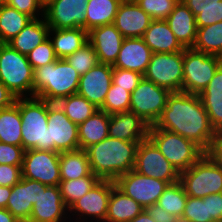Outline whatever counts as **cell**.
<instances>
[{"label":"cell","mask_w":222,"mask_h":222,"mask_svg":"<svg viewBox=\"0 0 222 222\" xmlns=\"http://www.w3.org/2000/svg\"><path fill=\"white\" fill-rule=\"evenodd\" d=\"M115 186L144 209L158 202L159 197L169 185L168 182L144 176L134 170L120 175Z\"/></svg>","instance_id":"13"},{"label":"cell","mask_w":222,"mask_h":222,"mask_svg":"<svg viewBox=\"0 0 222 222\" xmlns=\"http://www.w3.org/2000/svg\"><path fill=\"white\" fill-rule=\"evenodd\" d=\"M197 28L222 21V8L203 9L196 17Z\"/></svg>","instance_id":"49"},{"label":"cell","mask_w":222,"mask_h":222,"mask_svg":"<svg viewBox=\"0 0 222 222\" xmlns=\"http://www.w3.org/2000/svg\"><path fill=\"white\" fill-rule=\"evenodd\" d=\"M222 58L185 48L183 51V92L199 95L209 84Z\"/></svg>","instance_id":"8"},{"label":"cell","mask_w":222,"mask_h":222,"mask_svg":"<svg viewBox=\"0 0 222 222\" xmlns=\"http://www.w3.org/2000/svg\"><path fill=\"white\" fill-rule=\"evenodd\" d=\"M135 2L153 20H165L176 5L172 0H135Z\"/></svg>","instance_id":"42"},{"label":"cell","mask_w":222,"mask_h":222,"mask_svg":"<svg viewBox=\"0 0 222 222\" xmlns=\"http://www.w3.org/2000/svg\"><path fill=\"white\" fill-rule=\"evenodd\" d=\"M101 179L91 173L74 180H61L59 184L62 200L69 208L76 200L89 192Z\"/></svg>","instance_id":"37"},{"label":"cell","mask_w":222,"mask_h":222,"mask_svg":"<svg viewBox=\"0 0 222 222\" xmlns=\"http://www.w3.org/2000/svg\"><path fill=\"white\" fill-rule=\"evenodd\" d=\"M124 37L113 25H103L88 32V42L93 46L99 63L114 65Z\"/></svg>","instance_id":"21"},{"label":"cell","mask_w":222,"mask_h":222,"mask_svg":"<svg viewBox=\"0 0 222 222\" xmlns=\"http://www.w3.org/2000/svg\"><path fill=\"white\" fill-rule=\"evenodd\" d=\"M89 0H55L44 8V19L49 28L81 27L86 30V9Z\"/></svg>","instance_id":"16"},{"label":"cell","mask_w":222,"mask_h":222,"mask_svg":"<svg viewBox=\"0 0 222 222\" xmlns=\"http://www.w3.org/2000/svg\"><path fill=\"white\" fill-rule=\"evenodd\" d=\"M113 66L98 63L80 76L77 94L100 109L112 83Z\"/></svg>","instance_id":"17"},{"label":"cell","mask_w":222,"mask_h":222,"mask_svg":"<svg viewBox=\"0 0 222 222\" xmlns=\"http://www.w3.org/2000/svg\"><path fill=\"white\" fill-rule=\"evenodd\" d=\"M165 21L180 44L184 48H192L198 28L195 15L183 2L174 6L173 11Z\"/></svg>","instance_id":"24"},{"label":"cell","mask_w":222,"mask_h":222,"mask_svg":"<svg viewBox=\"0 0 222 222\" xmlns=\"http://www.w3.org/2000/svg\"><path fill=\"white\" fill-rule=\"evenodd\" d=\"M6 4V0H0V8Z\"/></svg>","instance_id":"59"},{"label":"cell","mask_w":222,"mask_h":222,"mask_svg":"<svg viewBox=\"0 0 222 222\" xmlns=\"http://www.w3.org/2000/svg\"><path fill=\"white\" fill-rule=\"evenodd\" d=\"M32 18L25 13L5 4L0 8V43L14 38Z\"/></svg>","instance_id":"34"},{"label":"cell","mask_w":222,"mask_h":222,"mask_svg":"<svg viewBox=\"0 0 222 222\" xmlns=\"http://www.w3.org/2000/svg\"><path fill=\"white\" fill-rule=\"evenodd\" d=\"M22 179V166L0 164V186L12 187Z\"/></svg>","instance_id":"47"},{"label":"cell","mask_w":222,"mask_h":222,"mask_svg":"<svg viewBox=\"0 0 222 222\" xmlns=\"http://www.w3.org/2000/svg\"><path fill=\"white\" fill-rule=\"evenodd\" d=\"M0 222H20L6 208H0Z\"/></svg>","instance_id":"55"},{"label":"cell","mask_w":222,"mask_h":222,"mask_svg":"<svg viewBox=\"0 0 222 222\" xmlns=\"http://www.w3.org/2000/svg\"><path fill=\"white\" fill-rule=\"evenodd\" d=\"M129 222H155L154 219L144 209L138 216Z\"/></svg>","instance_id":"56"},{"label":"cell","mask_w":222,"mask_h":222,"mask_svg":"<svg viewBox=\"0 0 222 222\" xmlns=\"http://www.w3.org/2000/svg\"><path fill=\"white\" fill-rule=\"evenodd\" d=\"M143 75L131 70L113 68L112 83L119 85L130 93L138 86Z\"/></svg>","instance_id":"44"},{"label":"cell","mask_w":222,"mask_h":222,"mask_svg":"<svg viewBox=\"0 0 222 222\" xmlns=\"http://www.w3.org/2000/svg\"><path fill=\"white\" fill-rule=\"evenodd\" d=\"M16 97L0 81V110L11 106L15 103Z\"/></svg>","instance_id":"53"},{"label":"cell","mask_w":222,"mask_h":222,"mask_svg":"<svg viewBox=\"0 0 222 222\" xmlns=\"http://www.w3.org/2000/svg\"><path fill=\"white\" fill-rule=\"evenodd\" d=\"M152 21L153 19L135 1H122L113 25L124 38H140Z\"/></svg>","instance_id":"20"},{"label":"cell","mask_w":222,"mask_h":222,"mask_svg":"<svg viewBox=\"0 0 222 222\" xmlns=\"http://www.w3.org/2000/svg\"><path fill=\"white\" fill-rule=\"evenodd\" d=\"M170 93L168 89L143 77L131 93L129 111L152 126L161 117Z\"/></svg>","instance_id":"9"},{"label":"cell","mask_w":222,"mask_h":222,"mask_svg":"<svg viewBox=\"0 0 222 222\" xmlns=\"http://www.w3.org/2000/svg\"><path fill=\"white\" fill-rule=\"evenodd\" d=\"M182 216L192 222H215L212 217H208L207 201L202 198L188 196Z\"/></svg>","instance_id":"43"},{"label":"cell","mask_w":222,"mask_h":222,"mask_svg":"<svg viewBox=\"0 0 222 222\" xmlns=\"http://www.w3.org/2000/svg\"><path fill=\"white\" fill-rule=\"evenodd\" d=\"M59 152L29 149L24 152L22 177L46 186H59Z\"/></svg>","instance_id":"14"},{"label":"cell","mask_w":222,"mask_h":222,"mask_svg":"<svg viewBox=\"0 0 222 222\" xmlns=\"http://www.w3.org/2000/svg\"><path fill=\"white\" fill-rule=\"evenodd\" d=\"M46 185L23 178L11 187L6 209L20 222H29L33 204Z\"/></svg>","instance_id":"19"},{"label":"cell","mask_w":222,"mask_h":222,"mask_svg":"<svg viewBox=\"0 0 222 222\" xmlns=\"http://www.w3.org/2000/svg\"><path fill=\"white\" fill-rule=\"evenodd\" d=\"M48 37L52 42L58 59L73 54L88 42V32L81 28L49 29Z\"/></svg>","instance_id":"27"},{"label":"cell","mask_w":222,"mask_h":222,"mask_svg":"<svg viewBox=\"0 0 222 222\" xmlns=\"http://www.w3.org/2000/svg\"><path fill=\"white\" fill-rule=\"evenodd\" d=\"M27 55L0 44V81L16 98L33 97V74Z\"/></svg>","instance_id":"5"},{"label":"cell","mask_w":222,"mask_h":222,"mask_svg":"<svg viewBox=\"0 0 222 222\" xmlns=\"http://www.w3.org/2000/svg\"><path fill=\"white\" fill-rule=\"evenodd\" d=\"M65 60L80 74L83 75L99 63L93 46L87 42L79 50L68 55Z\"/></svg>","instance_id":"40"},{"label":"cell","mask_w":222,"mask_h":222,"mask_svg":"<svg viewBox=\"0 0 222 222\" xmlns=\"http://www.w3.org/2000/svg\"><path fill=\"white\" fill-rule=\"evenodd\" d=\"M143 77L170 92L183 91V51L153 53Z\"/></svg>","instance_id":"10"},{"label":"cell","mask_w":222,"mask_h":222,"mask_svg":"<svg viewBox=\"0 0 222 222\" xmlns=\"http://www.w3.org/2000/svg\"><path fill=\"white\" fill-rule=\"evenodd\" d=\"M187 196L204 198L222 192V169L206 154L187 170L180 173Z\"/></svg>","instance_id":"7"},{"label":"cell","mask_w":222,"mask_h":222,"mask_svg":"<svg viewBox=\"0 0 222 222\" xmlns=\"http://www.w3.org/2000/svg\"><path fill=\"white\" fill-rule=\"evenodd\" d=\"M61 180H74L89 176L92 171L85 150L61 152L59 156Z\"/></svg>","instance_id":"31"},{"label":"cell","mask_w":222,"mask_h":222,"mask_svg":"<svg viewBox=\"0 0 222 222\" xmlns=\"http://www.w3.org/2000/svg\"><path fill=\"white\" fill-rule=\"evenodd\" d=\"M11 194V187L0 186V208H6Z\"/></svg>","instance_id":"54"},{"label":"cell","mask_w":222,"mask_h":222,"mask_svg":"<svg viewBox=\"0 0 222 222\" xmlns=\"http://www.w3.org/2000/svg\"><path fill=\"white\" fill-rule=\"evenodd\" d=\"M55 0H40L41 5L45 8L48 4L52 3Z\"/></svg>","instance_id":"58"},{"label":"cell","mask_w":222,"mask_h":222,"mask_svg":"<svg viewBox=\"0 0 222 222\" xmlns=\"http://www.w3.org/2000/svg\"><path fill=\"white\" fill-rule=\"evenodd\" d=\"M133 170L169 184L180 181V173L149 138L139 143Z\"/></svg>","instance_id":"12"},{"label":"cell","mask_w":222,"mask_h":222,"mask_svg":"<svg viewBox=\"0 0 222 222\" xmlns=\"http://www.w3.org/2000/svg\"><path fill=\"white\" fill-rule=\"evenodd\" d=\"M148 138L179 173L197 162L205 152L195 143L179 134L150 126Z\"/></svg>","instance_id":"6"},{"label":"cell","mask_w":222,"mask_h":222,"mask_svg":"<svg viewBox=\"0 0 222 222\" xmlns=\"http://www.w3.org/2000/svg\"><path fill=\"white\" fill-rule=\"evenodd\" d=\"M150 125L131 111L109 115L108 135L124 141H143L148 138Z\"/></svg>","instance_id":"22"},{"label":"cell","mask_w":222,"mask_h":222,"mask_svg":"<svg viewBox=\"0 0 222 222\" xmlns=\"http://www.w3.org/2000/svg\"><path fill=\"white\" fill-rule=\"evenodd\" d=\"M183 3L192 11L195 17L203 9L222 8V0H183Z\"/></svg>","instance_id":"50"},{"label":"cell","mask_w":222,"mask_h":222,"mask_svg":"<svg viewBox=\"0 0 222 222\" xmlns=\"http://www.w3.org/2000/svg\"><path fill=\"white\" fill-rule=\"evenodd\" d=\"M188 196L180 181L169 184L159 197L158 204L174 217L183 215Z\"/></svg>","instance_id":"38"},{"label":"cell","mask_w":222,"mask_h":222,"mask_svg":"<svg viewBox=\"0 0 222 222\" xmlns=\"http://www.w3.org/2000/svg\"><path fill=\"white\" fill-rule=\"evenodd\" d=\"M21 116L23 149H38L54 152L50 143L48 125V102L38 97L16 98Z\"/></svg>","instance_id":"4"},{"label":"cell","mask_w":222,"mask_h":222,"mask_svg":"<svg viewBox=\"0 0 222 222\" xmlns=\"http://www.w3.org/2000/svg\"><path fill=\"white\" fill-rule=\"evenodd\" d=\"M114 186L115 182L112 180H100L89 192L69 207V220L72 222H75V219L76 222H105L110 194Z\"/></svg>","instance_id":"11"},{"label":"cell","mask_w":222,"mask_h":222,"mask_svg":"<svg viewBox=\"0 0 222 222\" xmlns=\"http://www.w3.org/2000/svg\"><path fill=\"white\" fill-rule=\"evenodd\" d=\"M57 104L61 107L66 116L77 125L86 121L96 110H98V108L90 103L85 97L78 94L62 98Z\"/></svg>","instance_id":"36"},{"label":"cell","mask_w":222,"mask_h":222,"mask_svg":"<svg viewBox=\"0 0 222 222\" xmlns=\"http://www.w3.org/2000/svg\"><path fill=\"white\" fill-rule=\"evenodd\" d=\"M48 129L54 152L78 150V125L73 123L57 103L48 102Z\"/></svg>","instance_id":"15"},{"label":"cell","mask_w":222,"mask_h":222,"mask_svg":"<svg viewBox=\"0 0 222 222\" xmlns=\"http://www.w3.org/2000/svg\"><path fill=\"white\" fill-rule=\"evenodd\" d=\"M174 222H192L184 216L175 217Z\"/></svg>","instance_id":"57"},{"label":"cell","mask_w":222,"mask_h":222,"mask_svg":"<svg viewBox=\"0 0 222 222\" xmlns=\"http://www.w3.org/2000/svg\"><path fill=\"white\" fill-rule=\"evenodd\" d=\"M154 125L185 137L204 152L216 136L200 96L183 91L169 94L166 107Z\"/></svg>","instance_id":"1"},{"label":"cell","mask_w":222,"mask_h":222,"mask_svg":"<svg viewBox=\"0 0 222 222\" xmlns=\"http://www.w3.org/2000/svg\"><path fill=\"white\" fill-rule=\"evenodd\" d=\"M143 210L139 203L114 186L110 194L105 222H129Z\"/></svg>","instance_id":"29"},{"label":"cell","mask_w":222,"mask_h":222,"mask_svg":"<svg viewBox=\"0 0 222 222\" xmlns=\"http://www.w3.org/2000/svg\"><path fill=\"white\" fill-rule=\"evenodd\" d=\"M203 200L207 201L208 217L215 222H222V192L210 194Z\"/></svg>","instance_id":"48"},{"label":"cell","mask_w":222,"mask_h":222,"mask_svg":"<svg viewBox=\"0 0 222 222\" xmlns=\"http://www.w3.org/2000/svg\"><path fill=\"white\" fill-rule=\"evenodd\" d=\"M49 26L44 17L32 19L7 44L21 54L27 55L48 38Z\"/></svg>","instance_id":"28"},{"label":"cell","mask_w":222,"mask_h":222,"mask_svg":"<svg viewBox=\"0 0 222 222\" xmlns=\"http://www.w3.org/2000/svg\"><path fill=\"white\" fill-rule=\"evenodd\" d=\"M141 141H124L107 137L85 149L91 171L101 180L115 181L134 169L138 145Z\"/></svg>","instance_id":"2"},{"label":"cell","mask_w":222,"mask_h":222,"mask_svg":"<svg viewBox=\"0 0 222 222\" xmlns=\"http://www.w3.org/2000/svg\"><path fill=\"white\" fill-rule=\"evenodd\" d=\"M155 222H174L175 217L160 207L158 203L145 209Z\"/></svg>","instance_id":"52"},{"label":"cell","mask_w":222,"mask_h":222,"mask_svg":"<svg viewBox=\"0 0 222 222\" xmlns=\"http://www.w3.org/2000/svg\"><path fill=\"white\" fill-rule=\"evenodd\" d=\"M205 154L222 169V132L216 133Z\"/></svg>","instance_id":"51"},{"label":"cell","mask_w":222,"mask_h":222,"mask_svg":"<svg viewBox=\"0 0 222 222\" xmlns=\"http://www.w3.org/2000/svg\"><path fill=\"white\" fill-rule=\"evenodd\" d=\"M59 186H46L33 204L29 222H70Z\"/></svg>","instance_id":"18"},{"label":"cell","mask_w":222,"mask_h":222,"mask_svg":"<svg viewBox=\"0 0 222 222\" xmlns=\"http://www.w3.org/2000/svg\"><path fill=\"white\" fill-rule=\"evenodd\" d=\"M33 97L57 103L60 99L77 94L80 74L64 59L34 69Z\"/></svg>","instance_id":"3"},{"label":"cell","mask_w":222,"mask_h":222,"mask_svg":"<svg viewBox=\"0 0 222 222\" xmlns=\"http://www.w3.org/2000/svg\"><path fill=\"white\" fill-rule=\"evenodd\" d=\"M172 1H174L176 4L183 2V0H172Z\"/></svg>","instance_id":"60"},{"label":"cell","mask_w":222,"mask_h":222,"mask_svg":"<svg viewBox=\"0 0 222 222\" xmlns=\"http://www.w3.org/2000/svg\"><path fill=\"white\" fill-rule=\"evenodd\" d=\"M152 54L153 52L142 37L124 38L113 68L131 70L143 75Z\"/></svg>","instance_id":"23"},{"label":"cell","mask_w":222,"mask_h":222,"mask_svg":"<svg viewBox=\"0 0 222 222\" xmlns=\"http://www.w3.org/2000/svg\"><path fill=\"white\" fill-rule=\"evenodd\" d=\"M21 116L16 103L0 110V142L22 146Z\"/></svg>","instance_id":"33"},{"label":"cell","mask_w":222,"mask_h":222,"mask_svg":"<svg viewBox=\"0 0 222 222\" xmlns=\"http://www.w3.org/2000/svg\"><path fill=\"white\" fill-rule=\"evenodd\" d=\"M6 4L27 14L32 19L44 17V8L40 0H6Z\"/></svg>","instance_id":"46"},{"label":"cell","mask_w":222,"mask_h":222,"mask_svg":"<svg viewBox=\"0 0 222 222\" xmlns=\"http://www.w3.org/2000/svg\"><path fill=\"white\" fill-rule=\"evenodd\" d=\"M199 96L212 128L216 133L222 132V65Z\"/></svg>","instance_id":"26"},{"label":"cell","mask_w":222,"mask_h":222,"mask_svg":"<svg viewBox=\"0 0 222 222\" xmlns=\"http://www.w3.org/2000/svg\"><path fill=\"white\" fill-rule=\"evenodd\" d=\"M192 49L222 58V21L199 27Z\"/></svg>","instance_id":"35"},{"label":"cell","mask_w":222,"mask_h":222,"mask_svg":"<svg viewBox=\"0 0 222 222\" xmlns=\"http://www.w3.org/2000/svg\"><path fill=\"white\" fill-rule=\"evenodd\" d=\"M122 0H89L86 9V31L113 24Z\"/></svg>","instance_id":"32"},{"label":"cell","mask_w":222,"mask_h":222,"mask_svg":"<svg viewBox=\"0 0 222 222\" xmlns=\"http://www.w3.org/2000/svg\"><path fill=\"white\" fill-rule=\"evenodd\" d=\"M142 38L153 53H175L185 49L165 20H153Z\"/></svg>","instance_id":"25"},{"label":"cell","mask_w":222,"mask_h":222,"mask_svg":"<svg viewBox=\"0 0 222 222\" xmlns=\"http://www.w3.org/2000/svg\"><path fill=\"white\" fill-rule=\"evenodd\" d=\"M109 114L98 109L86 121L78 125L79 148L85 150L92 144L107 138Z\"/></svg>","instance_id":"30"},{"label":"cell","mask_w":222,"mask_h":222,"mask_svg":"<svg viewBox=\"0 0 222 222\" xmlns=\"http://www.w3.org/2000/svg\"><path fill=\"white\" fill-rule=\"evenodd\" d=\"M33 70L56 61L58 58L49 37L27 54Z\"/></svg>","instance_id":"41"},{"label":"cell","mask_w":222,"mask_h":222,"mask_svg":"<svg viewBox=\"0 0 222 222\" xmlns=\"http://www.w3.org/2000/svg\"><path fill=\"white\" fill-rule=\"evenodd\" d=\"M24 152L22 146L0 142V164L22 166Z\"/></svg>","instance_id":"45"},{"label":"cell","mask_w":222,"mask_h":222,"mask_svg":"<svg viewBox=\"0 0 222 222\" xmlns=\"http://www.w3.org/2000/svg\"><path fill=\"white\" fill-rule=\"evenodd\" d=\"M131 93L119 85L111 83L105 102L100 110L107 114H115L129 111Z\"/></svg>","instance_id":"39"}]
</instances>
